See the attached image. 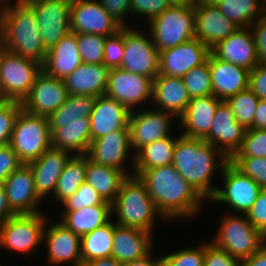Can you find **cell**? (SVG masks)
<instances>
[{"label":"cell","instance_id":"1","mask_svg":"<svg viewBox=\"0 0 266 266\" xmlns=\"http://www.w3.org/2000/svg\"><path fill=\"white\" fill-rule=\"evenodd\" d=\"M138 178L163 218L169 222L191 219L204 208L205 199L177 172L173 164L142 170Z\"/></svg>","mask_w":266,"mask_h":266},{"label":"cell","instance_id":"2","mask_svg":"<svg viewBox=\"0 0 266 266\" xmlns=\"http://www.w3.org/2000/svg\"><path fill=\"white\" fill-rule=\"evenodd\" d=\"M228 162L229 159L219 149L203 139L184 137L180 133L177 136L172 164L207 202L218 187L213 186L214 175H221Z\"/></svg>","mask_w":266,"mask_h":266},{"label":"cell","instance_id":"3","mask_svg":"<svg viewBox=\"0 0 266 266\" xmlns=\"http://www.w3.org/2000/svg\"><path fill=\"white\" fill-rule=\"evenodd\" d=\"M0 36L8 51L44 63L47 50L35 13L24 0H1Z\"/></svg>","mask_w":266,"mask_h":266},{"label":"cell","instance_id":"4","mask_svg":"<svg viewBox=\"0 0 266 266\" xmlns=\"http://www.w3.org/2000/svg\"><path fill=\"white\" fill-rule=\"evenodd\" d=\"M111 205L112 220L119 226L135 227L153 233L156 221L166 222L157 211L146 186L135 175H130L123 181Z\"/></svg>","mask_w":266,"mask_h":266},{"label":"cell","instance_id":"5","mask_svg":"<svg viewBox=\"0 0 266 266\" xmlns=\"http://www.w3.org/2000/svg\"><path fill=\"white\" fill-rule=\"evenodd\" d=\"M211 242L242 261L257 252L266 237L248 220L245 214L224 213Z\"/></svg>","mask_w":266,"mask_h":266},{"label":"cell","instance_id":"6","mask_svg":"<svg viewBox=\"0 0 266 266\" xmlns=\"http://www.w3.org/2000/svg\"><path fill=\"white\" fill-rule=\"evenodd\" d=\"M9 145L23 164L41 157L52 147L48 118L22 109L15 121Z\"/></svg>","mask_w":266,"mask_h":266},{"label":"cell","instance_id":"7","mask_svg":"<svg viewBox=\"0 0 266 266\" xmlns=\"http://www.w3.org/2000/svg\"><path fill=\"white\" fill-rule=\"evenodd\" d=\"M148 23L147 30L159 51L195 38V8L191 6H170Z\"/></svg>","mask_w":266,"mask_h":266},{"label":"cell","instance_id":"8","mask_svg":"<svg viewBox=\"0 0 266 266\" xmlns=\"http://www.w3.org/2000/svg\"><path fill=\"white\" fill-rule=\"evenodd\" d=\"M15 214L0 225V248L32 255L42 245L43 232L49 214Z\"/></svg>","mask_w":266,"mask_h":266},{"label":"cell","instance_id":"9","mask_svg":"<svg viewBox=\"0 0 266 266\" xmlns=\"http://www.w3.org/2000/svg\"><path fill=\"white\" fill-rule=\"evenodd\" d=\"M42 64L6 50L0 64V95L22 102L30 93Z\"/></svg>","mask_w":266,"mask_h":266},{"label":"cell","instance_id":"10","mask_svg":"<svg viewBox=\"0 0 266 266\" xmlns=\"http://www.w3.org/2000/svg\"><path fill=\"white\" fill-rule=\"evenodd\" d=\"M139 30L132 24L123 27L124 55L120 68L154 80L159 75V50L150 33Z\"/></svg>","mask_w":266,"mask_h":266},{"label":"cell","instance_id":"11","mask_svg":"<svg viewBox=\"0 0 266 266\" xmlns=\"http://www.w3.org/2000/svg\"><path fill=\"white\" fill-rule=\"evenodd\" d=\"M220 176V180L223 181L222 188L217 187L215 195L209 201L227 204L230 210L227 212L232 214H246L257 200L262 188L230 161L224 166Z\"/></svg>","mask_w":266,"mask_h":266},{"label":"cell","instance_id":"12","mask_svg":"<svg viewBox=\"0 0 266 266\" xmlns=\"http://www.w3.org/2000/svg\"><path fill=\"white\" fill-rule=\"evenodd\" d=\"M141 108L132 111L129 117L130 145L134 154L145 145L173 136L172 128L178 123V119L169 112Z\"/></svg>","mask_w":266,"mask_h":266},{"label":"cell","instance_id":"13","mask_svg":"<svg viewBox=\"0 0 266 266\" xmlns=\"http://www.w3.org/2000/svg\"><path fill=\"white\" fill-rule=\"evenodd\" d=\"M152 91V79L121 68H113L109 71L104 95L119 101L132 112L141 109L142 105L145 106L144 108L149 107L147 105L151 104Z\"/></svg>","mask_w":266,"mask_h":266},{"label":"cell","instance_id":"14","mask_svg":"<svg viewBox=\"0 0 266 266\" xmlns=\"http://www.w3.org/2000/svg\"><path fill=\"white\" fill-rule=\"evenodd\" d=\"M86 155L94 163L122 170L127 176L133 175L134 153L129 129L116 130L93 140Z\"/></svg>","mask_w":266,"mask_h":266},{"label":"cell","instance_id":"15","mask_svg":"<svg viewBox=\"0 0 266 266\" xmlns=\"http://www.w3.org/2000/svg\"><path fill=\"white\" fill-rule=\"evenodd\" d=\"M34 11L46 50L70 32L71 0H24Z\"/></svg>","mask_w":266,"mask_h":266},{"label":"cell","instance_id":"16","mask_svg":"<svg viewBox=\"0 0 266 266\" xmlns=\"http://www.w3.org/2000/svg\"><path fill=\"white\" fill-rule=\"evenodd\" d=\"M46 221L43 232L42 245L46 248L47 256L45 264L58 266L71 264L70 266H82L81 237L67 228L58 219L57 221Z\"/></svg>","mask_w":266,"mask_h":266},{"label":"cell","instance_id":"17","mask_svg":"<svg viewBox=\"0 0 266 266\" xmlns=\"http://www.w3.org/2000/svg\"><path fill=\"white\" fill-rule=\"evenodd\" d=\"M122 27L99 0H71L70 32L109 36Z\"/></svg>","mask_w":266,"mask_h":266},{"label":"cell","instance_id":"18","mask_svg":"<svg viewBox=\"0 0 266 266\" xmlns=\"http://www.w3.org/2000/svg\"><path fill=\"white\" fill-rule=\"evenodd\" d=\"M68 96L64 80L50 76L42 70L37 75L29 95L22 101V106L28 113L48 117Z\"/></svg>","mask_w":266,"mask_h":266},{"label":"cell","instance_id":"19","mask_svg":"<svg viewBox=\"0 0 266 266\" xmlns=\"http://www.w3.org/2000/svg\"><path fill=\"white\" fill-rule=\"evenodd\" d=\"M211 49L193 38L172 48L159 51V75L183 77L192 68L205 63Z\"/></svg>","mask_w":266,"mask_h":266},{"label":"cell","instance_id":"20","mask_svg":"<svg viewBox=\"0 0 266 266\" xmlns=\"http://www.w3.org/2000/svg\"><path fill=\"white\" fill-rule=\"evenodd\" d=\"M7 202L15 214H34L45 211L41 209L42 199L35 190L32 169L28 164H22L14 170L2 183Z\"/></svg>","mask_w":266,"mask_h":266},{"label":"cell","instance_id":"21","mask_svg":"<svg viewBox=\"0 0 266 266\" xmlns=\"http://www.w3.org/2000/svg\"><path fill=\"white\" fill-rule=\"evenodd\" d=\"M246 129L236 120L226 101H222L214 114L210 133L203 139L214 145L228 159L240 148Z\"/></svg>","mask_w":266,"mask_h":266},{"label":"cell","instance_id":"22","mask_svg":"<svg viewBox=\"0 0 266 266\" xmlns=\"http://www.w3.org/2000/svg\"><path fill=\"white\" fill-rule=\"evenodd\" d=\"M195 8V38L210 49L239 29L217 5L198 2Z\"/></svg>","mask_w":266,"mask_h":266},{"label":"cell","instance_id":"23","mask_svg":"<svg viewBox=\"0 0 266 266\" xmlns=\"http://www.w3.org/2000/svg\"><path fill=\"white\" fill-rule=\"evenodd\" d=\"M72 154L66 150L50 147L41 157L28 163L32 169L37 195L44 199L53 196L57 181Z\"/></svg>","mask_w":266,"mask_h":266},{"label":"cell","instance_id":"24","mask_svg":"<svg viewBox=\"0 0 266 266\" xmlns=\"http://www.w3.org/2000/svg\"><path fill=\"white\" fill-rule=\"evenodd\" d=\"M207 60L211 74L212 95L216 98L226 101L238 92L249 88L250 70L222 61L212 53Z\"/></svg>","mask_w":266,"mask_h":266},{"label":"cell","instance_id":"25","mask_svg":"<svg viewBox=\"0 0 266 266\" xmlns=\"http://www.w3.org/2000/svg\"><path fill=\"white\" fill-rule=\"evenodd\" d=\"M222 101L214 95L194 97L178 118L177 126L184 137L204 139L209 133L214 121L217 106Z\"/></svg>","mask_w":266,"mask_h":266},{"label":"cell","instance_id":"26","mask_svg":"<svg viewBox=\"0 0 266 266\" xmlns=\"http://www.w3.org/2000/svg\"><path fill=\"white\" fill-rule=\"evenodd\" d=\"M211 53L222 61L250 71L258 65L257 48L250 27L239 28L227 39L219 41L211 48Z\"/></svg>","mask_w":266,"mask_h":266},{"label":"cell","instance_id":"27","mask_svg":"<svg viewBox=\"0 0 266 266\" xmlns=\"http://www.w3.org/2000/svg\"><path fill=\"white\" fill-rule=\"evenodd\" d=\"M130 113L119 101L98 96L90 114L91 142L113 131L129 129Z\"/></svg>","mask_w":266,"mask_h":266},{"label":"cell","instance_id":"28","mask_svg":"<svg viewBox=\"0 0 266 266\" xmlns=\"http://www.w3.org/2000/svg\"><path fill=\"white\" fill-rule=\"evenodd\" d=\"M153 237V233L149 231L114 223L111 256L120 263L141 259L155 249Z\"/></svg>","mask_w":266,"mask_h":266},{"label":"cell","instance_id":"29","mask_svg":"<svg viewBox=\"0 0 266 266\" xmlns=\"http://www.w3.org/2000/svg\"><path fill=\"white\" fill-rule=\"evenodd\" d=\"M190 99L181 77L158 75L154 78L152 101L149 105L151 108L169 112L178 119L187 108Z\"/></svg>","mask_w":266,"mask_h":266},{"label":"cell","instance_id":"30","mask_svg":"<svg viewBox=\"0 0 266 266\" xmlns=\"http://www.w3.org/2000/svg\"><path fill=\"white\" fill-rule=\"evenodd\" d=\"M82 63L78 50L77 33L69 32L47 50L42 70L50 76L64 79Z\"/></svg>","mask_w":266,"mask_h":266},{"label":"cell","instance_id":"31","mask_svg":"<svg viewBox=\"0 0 266 266\" xmlns=\"http://www.w3.org/2000/svg\"><path fill=\"white\" fill-rule=\"evenodd\" d=\"M110 69L104 64L82 63L63 80L71 95L103 96Z\"/></svg>","mask_w":266,"mask_h":266},{"label":"cell","instance_id":"32","mask_svg":"<svg viewBox=\"0 0 266 266\" xmlns=\"http://www.w3.org/2000/svg\"><path fill=\"white\" fill-rule=\"evenodd\" d=\"M111 216L112 205L99 204L76 211H61L57 218L72 232L82 237L109 223L112 220Z\"/></svg>","mask_w":266,"mask_h":266},{"label":"cell","instance_id":"33","mask_svg":"<svg viewBox=\"0 0 266 266\" xmlns=\"http://www.w3.org/2000/svg\"><path fill=\"white\" fill-rule=\"evenodd\" d=\"M127 177L122 170L94 163L87 156L85 181L96 190L103 201L112 204Z\"/></svg>","mask_w":266,"mask_h":266},{"label":"cell","instance_id":"34","mask_svg":"<svg viewBox=\"0 0 266 266\" xmlns=\"http://www.w3.org/2000/svg\"><path fill=\"white\" fill-rule=\"evenodd\" d=\"M96 96L71 95L65 102L47 118L50 129H60L61 124L91 123L90 114L93 110Z\"/></svg>","mask_w":266,"mask_h":266},{"label":"cell","instance_id":"35","mask_svg":"<svg viewBox=\"0 0 266 266\" xmlns=\"http://www.w3.org/2000/svg\"><path fill=\"white\" fill-rule=\"evenodd\" d=\"M91 123L61 124L60 129H50L51 145L72 155L87 154L91 144Z\"/></svg>","mask_w":266,"mask_h":266},{"label":"cell","instance_id":"36","mask_svg":"<svg viewBox=\"0 0 266 266\" xmlns=\"http://www.w3.org/2000/svg\"><path fill=\"white\" fill-rule=\"evenodd\" d=\"M177 136H169L140 148L134 154L133 175L137 176L145 169L172 164Z\"/></svg>","mask_w":266,"mask_h":266},{"label":"cell","instance_id":"37","mask_svg":"<svg viewBox=\"0 0 266 266\" xmlns=\"http://www.w3.org/2000/svg\"><path fill=\"white\" fill-rule=\"evenodd\" d=\"M87 168V155H72L67 161L60 175L56 190L51 198L56 207L75 194L78 188L85 182Z\"/></svg>","mask_w":266,"mask_h":266},{"label":"cell","instance_id":"38","mask_svg":"<svg viewBox=\"0 0 266 266\" xmlns=\"http://www.w3.org/2000/svg\"><path fill=\"white\" fill-rule=\"evenodd\" d=\"M114 220L81 237L82 266L87 262L110 257L113 248Z\"/></svg>","mask_w":266,"mask_h":266},{"label":"cell","instance_id":"39","mask_svg":"<svg viewBox=\"0 0 266 266\" xmlns=\"http://www.w3.org/2000/svg\"><path fill=\"white\" fill-rule=\"evenodd\" d=\"M263 0H225L217 7L239 28H247L263 16Z\"/></svg>","mask_w":266,"mask_h":266},{"label":"cell","instance_id":"40","mask_svg":"<svg viewBox=\"0 0 266 266\" xmlns=\"http://www.w3.org/2000/svg\"><path fill=\"white\" fill-rule=\"evenodd\" d=\"M255 93L247 88L228 98L226 103L234 112L236 120L245 128H253L254 114L259 102Z\"/></svg>","mask_w":266,"mask_h":266},{"label":"cell","instance_id":"41","mask_svg":"<svg viewBox=\"0 0 266 266\" xmlns=\"http://www.w3.org/2000/svg\"><path fill=\"white\" fill-rule=\"evenodd\" d=\"M190 98L212 95L211 74L208 60L192 68L182 77Z\"/></svg>","mask_w":266,"mask_h":266},{"label":"cell","instance_id":"42","mask_svg":"<svg viewBox=\"0 0 266 266\" xmlns=\"http://www.w3.org/2000/svg\"><path fill=\"white\" fill-rule=\"evenodd\" d=\"M78 50L84 63L103 64L106 36L77 33Z\"/></svg>","mask_w":266,"mask_h":266},{"label":"cell","instance_id":"43","mask_svg":"<svg viewBox=\"0 0 266 266\" xmlns=\"http://www.w3.org/2000/svg\"><path fill=\"white\" fill-rule=\"evenodd\" d=\"M205 241L162 255L163 266H204Z\"/></svg>","mask_w":266,"mask_h":266},{"label":"cell","instance_id":"44","mask_svg":"<svg viewBox=\"0 0 266 266\" xmlns=\"http://www.w3.org/2000/svg\"><path fill=\"white\" fill-rule=\"evenodd\" d=\"M232 157L266 158V129H246L241 146Z\"/></svg>","mask_w":266,"mask_h":266},{"label":"cell","instance_id":"45","mask_svg":"<svg viewBox=\"0 0 266 266\" xmlns=\"http://www.w3.org/2000/svg\"><path fill=\"white\" fill-rule=\"evenodd\" d=\"M99 204H110L102 200L96 190L86 181L78 188L77 192L64 200L60 211H76L84 207Z\"/></svg>","mask_w":266,"mask_h":266},{"label":"cell","instance_id":"46","mask_svg":"<svg viewBox=\"0 0 266 266\" xmlns=\"http://www.w3.org/2000/svg\"><path fill=\"white\" fill-rule=\"evenodd\" d=\"M229 161L244 175L253 179L262 189H266V158L231 157Z\"/></svg>","mask_w":266,"mask_h":266},{"label":"cell","instance_id":"47","mask_svg":"<svg viewBox=\"0 0 266 266\" xmlns=\"http://www.w3.org/2000/svg\"><path fill=\"white\" fill-rule=\"evenodd\" d=\"M23 109L22 102L5 100L0 105V147L10 143L15 121Z\"/></svg>","mask_w":266,"mask_h":266},{"label":"cell","instance_id":"48","mask_svg":"<svg viewBox=\"0 0 266 266\" xmlns=\"http://www.w3.org/2000/svg\"><path fill=\"white\" fill-rule=\"evenodd\" d=\"M124 55L123 27L115 34L106 36L103 64L109 68H120Z\"/></svg>","mask_w":266,"mask_h":266},{"label":"cell","instance_id":"49","mask_svg":"<svg viewBox=\"0 0 266 266\" xmlns=\"http://www.w3.org/2000/svg\"><path fill=\"white\" fill-rule=\"evenodd\" d=\"M168 0H132L130 5V15L144 17L146 24L154 17L163 13L170 7Z\"/></svg>","mask_w":266,"mask_h":266},{"label":"cell","instance_id":"50","mask_svg":"<svg viewBox=\"0 0 266 266\" xmlns=\"http://www.w3.org/2000/svg\"><path fill=\"white\" fill-rule=\"evenodd\" d=\"M204 266H241V261L211 241H205Z\"/></svg>","mask_w":266,"mask_h":266},{"label":"cell","instance_id":"51","mask_svg":"<svg viewBox=\"0 0 266 266\" xmlns=\"http://www.w3.org/2000/svg\"><path fill=\"white\" fill-rule=\"evenodd\" d=\"M248 220L266 237V189H262L257 200L245 214Z\"/></svg>","mask_w":266,"mask_h":266},{"label":"cell","instance_id":"52","mask_svg":"<svg viewBox=\"0 0 266 266\" xmlns=\"http://www.w3.org/2000/svg\"><path fill=\"white\" fill-rule=\"evenodd\" d=\"M23 163L17 153L8 144L0 147V180L4 182L9 175L17 170Z\"/></svg>","mask_w":266,"mask_h":266},{"label":"cell","instance_id":"53","mask_svg":"<svg viewBox=\"0 0 266 266\" xmlns=\"http://www.w3.org/2000/svg\"><path fill=\"white\" fill-rule=\"evenodd\" d=\"M132 0H99L104 9L123 27L129 26L130 5ZM127 20V21H126Z\"/></svg>","mask_w":266,"mask_h":266},{"label":"cell","instance_id":"54","mask_svg":"<svg viewBox=\"0 0 266 266\" xmlns=\"http://www.w3.org/2000/svg\"><path fill=\"white\" fill-rule=\"evenodd\" d=\"M257 48V61L266 65V18L260 17L250 26Z\"/></svg>","mask_w":266,"mask_h":266},{"label":"cell","instance_id":"55","mask_svg":"<svg viewBox=\"0 0 266 266\" xmlns=\"http://www.w3.org/2000/svg\"><path fill=\"white\" fill-rule=\"evenodd\" d=\"M249 89L262 100H266V65H256L249 74Z\"/></svg>","mask_w":266,"mask_h":266},{"label":"cell","instance_id":"56","mask_svg":"<svg viewBox=\"0 0 266 266\" xmlns=\"http://www.w3.org/2000/svg\"><path fill=\"white\" fill-rule=\"evenodd\" d=\"M241 266H266V243L257 252L242 260Z\"/></svg>","mask_w":266,"mask_h":266},{"label":"cell","instance_id":"57","mask_svg":"<svg viewBox=\"0 0 266 266\" xmlns=\"http://www.w3.org/2000/svg\"><path fill=\"white\" fill-rule=\"evenodd\" d=\"M153 250L145 257L123 263V266H163L162 256H153Z\"/></svg>","mask_w":266,"mask_h":266},{"label":"cell","instance_id":"58","mask_svg":"<svg viewBox=\"0 0 266 266\" xmlns=\"http://www.w3.org/2000/svg\"><path fill=\"white\" fill-rule=\"evenodd\" d=\"M253 128L266 129V100L260 99L254 114Z\"/></svg>","mask_w":266,"mask_h":266},{"label":"cell","instance_id":"59","mask_svg":"<svg viewBox=\"0 0 266 266\" xmlns=\"http://www.w3.org/2000/svg\"><path fill=\"white\" fill-rule=\"evenodd\" d=\"M13 215H15V213L10 209L8 205L5 189L1 184L0 185V225L5 223Z\"/></svg>","mask_w":266,"mask_h":266},{"label":"cell","instance_id":"60","mask_svg":"<svg viewBox=\"0 0 266 266\" xmlns=\"http://www.w3.org/2000/svg\"><path fill=\"white\" fill-rule=\"evenodd\" d=\"M84 266H123V263L118 262L116 259L110 256L91 260Z\"/></svg>","mask_w":266,"mask_h":266},{"label":"cell","instance_id":"61","mask_svg":"<svg viewBox=\"0 0 266 266\" xmlns=\"http://www.w3.org/2000/svg\"><path fill=\"white\" fill-rule=\"evenodd\" d=\"M171 6H191L195 7L199 0H168Z\"/></svg>","mask_w":266,"mask_h":266},{"label":"cell","instance_id":"62","mask_svg":"<svg viewBox=\"0 0 266 266\" xmlns=\"http://www.w3.org/2000/svg\"><path fill=\"white\" fill-rule=\"evenodd\" d=\"M6 47L4 45V41L2 39V37L0 36V64H1V60H2V57H3V54L4 52L6 51Z\"/></svg>","mask_w":266,"mask_h":266},{"label":"cell","instance_id":"63","mask_svg":"<svg viewBox=\"0 0 266 266\" xmlns=\"http://www.w3.org/2000/svg\"><path fill=\"white\" fill-rule=\"evenodd\" d=\"M199 1L210 5H218L219 3L225 2V0H199Z\"/></svg>","mask_w":266,"mask_h":266},{"label":"cell","instance_id":"64","mask_svg":"<svg viewBox=\"0 0 266 266\" xmlns=\"http://www.w3.org/2000/svg\"><path fill=\"white\" fill-rule=\"evenodd\" d=\"M264 4H263V16L266 18V0H263Z\"/></svg>","mask_w":266,"mask_h":266},{"label":"cell","instance_id":"65","mask_svg":"<svg viewBox=\"0 0 266 266\" xmlns=\"http://www.w3.org/2000/svg\"><path fill=\"white\" fill-rule=\"evenodd\" d=\"M5 101V99L0 95V105Z\"/></svg>","mask_w":266,"mask_h":266}]
</instances>
